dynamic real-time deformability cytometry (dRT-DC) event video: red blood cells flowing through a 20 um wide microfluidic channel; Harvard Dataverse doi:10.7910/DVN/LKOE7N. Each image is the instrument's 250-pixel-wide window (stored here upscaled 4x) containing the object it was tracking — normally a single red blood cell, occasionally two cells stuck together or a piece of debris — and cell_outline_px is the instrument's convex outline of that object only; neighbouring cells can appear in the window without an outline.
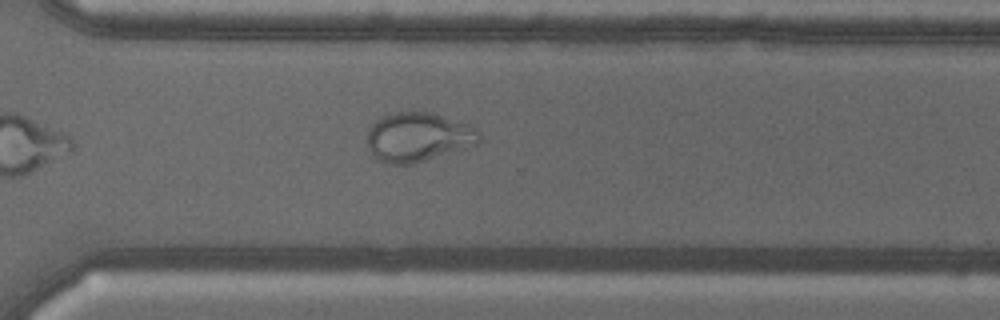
{"species": "common noctule bat (a hibernating species)", "species_latin": "Nyctalus noctula", "temperature_condition": "warm", "stored_images_in_passage": 11, "camera_frame_rate_fps": 3000, "um_per_image_px": 0.085, "animal": {"sex": "male", "body_mass_g": 18.8}, "frame": {"image": 1, "passage_image": 11, "time_ms": 3.333, "image_size_px": [1000, 320], "cell_outline_px": [[484, 140], [476, 144], [464, 148], [412, 164], [388, 164], [376, 160], [368, 148], [368, 128], [380, 116], [388, 112], [432, 112], [468, 124], [476, 128], [480, 132]], "centroid_in_image_um": [35.53, 11.64], "position_along_channel_um": 335.1, "area_um2": 32.43}}